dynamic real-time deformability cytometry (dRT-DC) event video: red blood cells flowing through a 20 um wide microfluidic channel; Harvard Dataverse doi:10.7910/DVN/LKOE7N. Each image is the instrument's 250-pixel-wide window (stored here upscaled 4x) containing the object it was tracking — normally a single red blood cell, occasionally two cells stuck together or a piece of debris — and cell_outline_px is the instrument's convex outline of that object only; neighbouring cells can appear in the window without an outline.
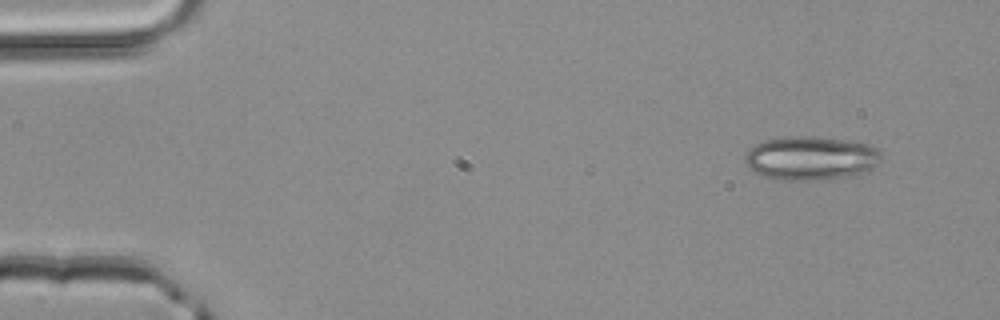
{"species": "common noctule bat (a hibernating species)", "species_latin": "Nyctalus noctula", "temperature_condition": "room temperature", "stored_images_in_passage": 2, "camera_frame_rate_fps": 3000, "um_per_image_px": 0.085, "animal": {"sex": "male", "body_mass_g": 20.4}, "frame": {"image": 1, "passage_image": 1, "time_ms": 0.0, "image_size_px": [1000, 320], "cell_outline_px": [[880, 160], [872, 168], [864, 172], [852, 176], [820, 180], [780, 180], [764, 176], [748, 168], [744, 160], [744, 156], [748, 148], [764, 140], [784, 136], [812, 136], [848, 140], [868, 144], [880, 148]], "centroid_in_image_um": [68.9, 13.43], "position_along_channel_um": 16.1, "area_um2": 35.2}}